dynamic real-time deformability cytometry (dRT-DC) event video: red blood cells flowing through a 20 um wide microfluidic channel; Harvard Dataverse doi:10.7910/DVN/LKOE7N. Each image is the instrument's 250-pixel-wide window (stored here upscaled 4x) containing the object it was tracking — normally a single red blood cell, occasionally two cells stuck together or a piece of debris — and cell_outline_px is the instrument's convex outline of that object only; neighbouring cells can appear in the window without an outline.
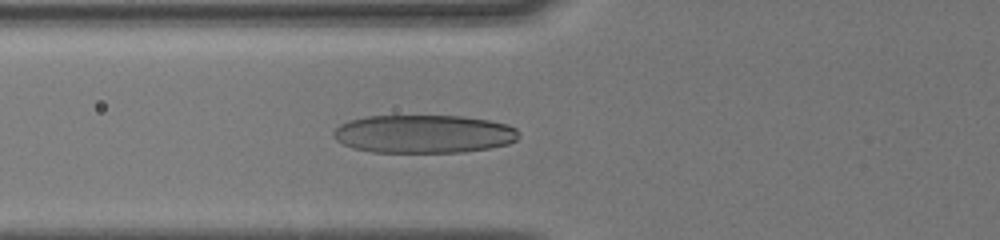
{"species": "human", "species_latin": "Homo sapiens", "temperature_condition": "cold", "stored_images_in_passage": 16, "camera_frame_rate_fps": 3000, "um_per_image_px": 0.085, "donor": {"sex": "male"}, "frame": {"image": 1, "passage_image": 6, "time_ms": 1.667, "image_size_px": [1000, 240], "cell_outline_px": [[520, 136], [516, 140], [508, 144], [488, 148], [464, 152], [372, 152], [352, 148], [336, 140], [332, 136], [332, 132], [340, 124], [348, 120], [368, 116], [464, 116], [488, 120], [508, 124], [516, 128]], "centroid_in_image_um": [36.01, 11.38], "position_along_channel_um": 89.8, "area_um2": 41.5}}
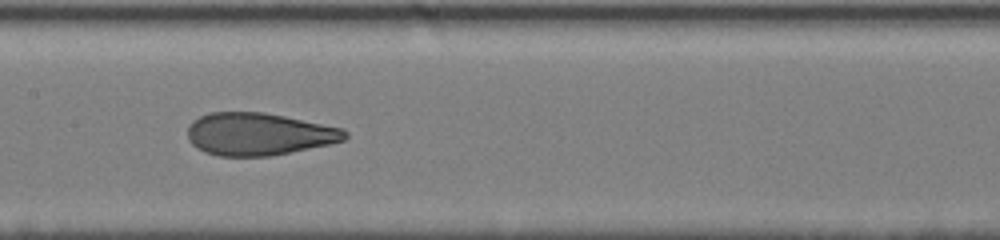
{"frame": {"image": 2, "passage_image": 12, "time_ms": 4.0, "image_size_px": [1000, 240], "cell_outline_px": [[348, 136], [344, 140], [328, 144], [268, 156], [220, 156], [204, 152], [192, 144], [188, 140], [188, 124], [192, 120], [208, 112], [264, 112], [344, 128], [348, 132]], "centroid_in_image_um": [21.96, 11.38], "position_along_channel_um": 185.4, "area_um2": 38.9}}
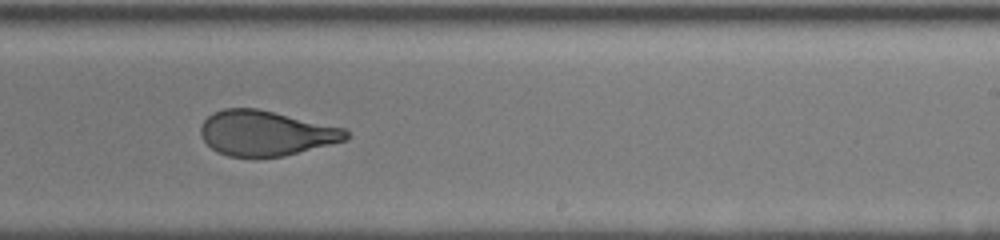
{"frame": {"image": 3, "passage_image": 15, "time_ms": 6.0, "image_size_px": [1000, 240], "cell_outline_px": [[352, 136], [348, 140], [284, 156], [228, 156], [216, 152], [200, 136], [200, 124], [212, 112], [224, 108], [256, 108], [348, 128]], "centroid_in_image_um": [22.64, 11.31], "position_along_channel_um": 266.4, "area_um2": 38.55}}